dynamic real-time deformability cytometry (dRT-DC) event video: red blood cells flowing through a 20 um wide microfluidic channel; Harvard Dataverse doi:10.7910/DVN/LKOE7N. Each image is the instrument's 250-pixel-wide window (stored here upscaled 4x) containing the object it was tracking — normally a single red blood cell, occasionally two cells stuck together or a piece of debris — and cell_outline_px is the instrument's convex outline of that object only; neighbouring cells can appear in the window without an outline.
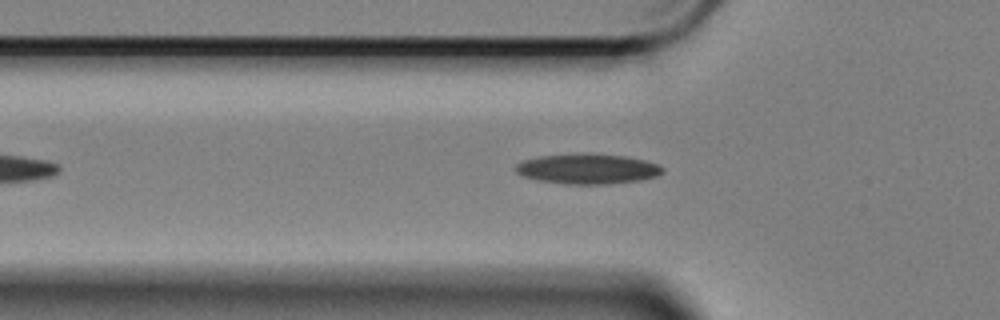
{"species": "Egyptian fruit bat (a non-hibernating species)", "species_latin": "Rousettus aegyptiacus", "temperature_condition": "cold", "stored_images_in_passage": 47, "camera_frame_rate_fps": 3000, "um_per_image_px": 0.085, "animal": {"sex": "female"}, "frame": {"image": 1, "passage_image": 11, "time_ms": 3.333, "image_size_px": [1000, 320], "cell_outline_px": [[664, 172], [656, 176], [640, 180], [604, 184], [564, 184], [540, 180], [524, 176], [516, 172], [516, 164], [520, 160], [540, 156], [584, 152], [588, 152], [624, 156], [644, 160], [660, 164], [664, 168]], "centroid_in_image_um": [49.95, 14.33], "position_along_channel_um": 75.8, "area_um2": 26.07}}
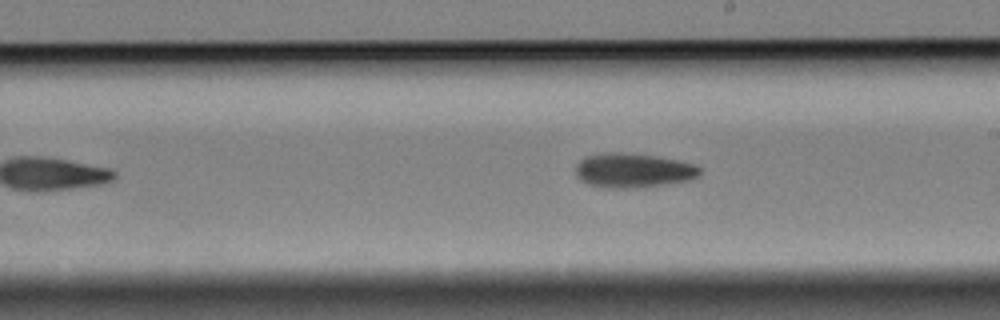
{"frame": {"image": 2, "passage_image": 25, "time_ms": 8.0, "image_size_px": [1000, 320], "cell_outline_px": [[700, 176], [688, 180], [664, 184], [636, 188], [600, 188], [588, 184], [580, 180], [576, 176], [576, 164], [584, 156], [608, 152], [616, 152], [656, 156], [676, 160], [692, 164], [700, 168]], "centroid_in_image_um": [53.76, 14.5], "position_along_channel_um": 235.2, "area_um2": 24.91}}
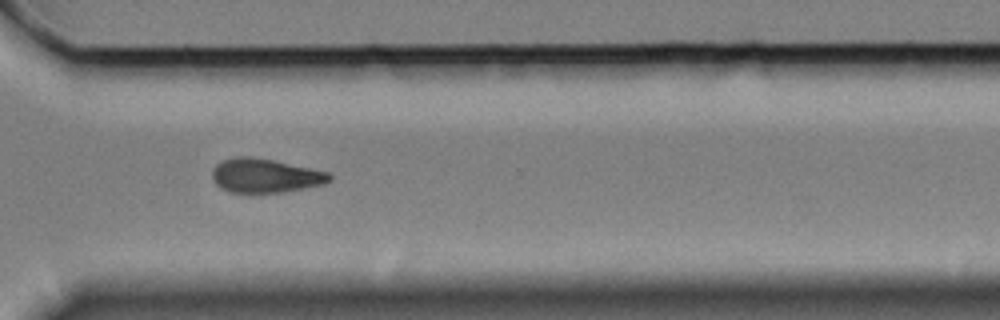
{"frame": {"image": 3, "passage_image": 35, "time_ms": 11.333, "image_size_px": [1000, 320], "cell_outline_px": [[332, 180], [324, 184], [284, 192], [228, 192], [220, 188], [212, 180], [212, 168], [220, 160], [236, 156], [252, 156], [272, 160], [328, 172], [332, 176]], "centroid_in_image_um": [22.49, 14.92], "position_along_channel_um": 348.1, "area_um2": 23.35}, "authors_computed_cell_mechanics": {"area_um2": 23.9292, "velocity_mm_per_s": 3.3923, "shape_relaxation_time_tau1_ms": 6.4288, "shape_relaxation_time_tau2_ms": null, "deformation_change_tau1": 0.1355, "deformation_change_tau2": null}}